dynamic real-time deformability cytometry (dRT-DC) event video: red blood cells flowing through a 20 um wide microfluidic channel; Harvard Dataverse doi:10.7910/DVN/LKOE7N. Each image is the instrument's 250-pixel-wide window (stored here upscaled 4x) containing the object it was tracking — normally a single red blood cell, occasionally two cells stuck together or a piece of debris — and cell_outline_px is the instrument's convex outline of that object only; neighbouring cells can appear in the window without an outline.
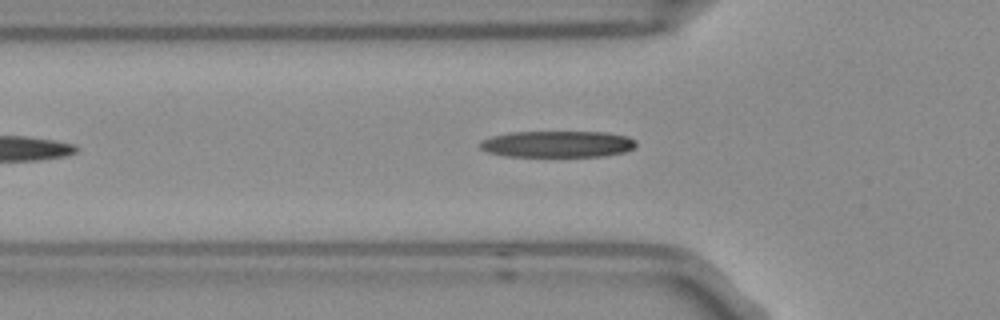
{"species": "Egyptian fruit bat (a non-hibernating species)", "species_latin": "Rousettus aegyptiacus", "temperature_condition": "room temperature", "stored_images_in_passage": 6, "camera_frame_rate_fps": 3000, "um_per_image_px": 0.085, "frame": {"image": 1, "passage_image": 5, "time_ms": 1.333, "image_size_px": [1000, 320], "cell_outline_px": [[636, 144], [632, 148], [624, 152], [604, 156], [508, 156], [488, 152], [480, 148], [480, 140], [492, 136], [508, 132], [604, 132], [628, 136], [636, 140]], "centroid_in_image_um": [47.38, 12.24], "position_along_channel_um": 78.4, "area_um2": 24.04}}
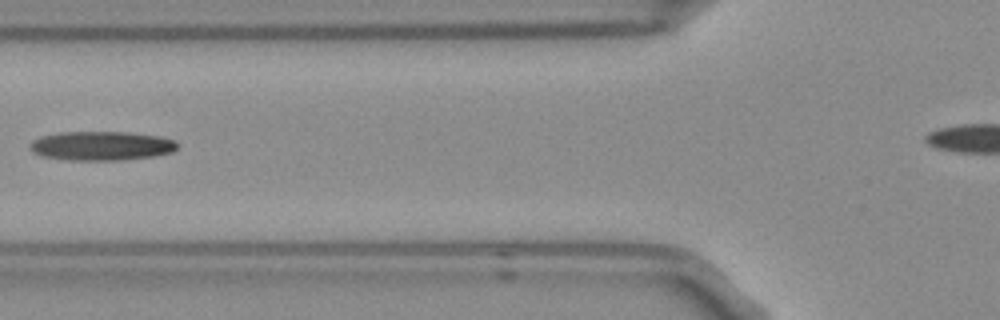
{"frame": {"image": 2, "passage_image": 6, "time_ms": 1.667, "image_size_px": [1000, 320], "cell_outline_px": [[176, 148], [172, 152], [152, 156], [116, 160], [68, 160], [40, 156], [32, 152], [28, 148], [28, 144], [32, 140], [40, 136], [60, 132], [128, 132], [160, 136], [176, 140]], "centroid_in_image_um": [8.55, 12.39], "position_along_channel_um": 117.3, "area_um2": 25.14}}